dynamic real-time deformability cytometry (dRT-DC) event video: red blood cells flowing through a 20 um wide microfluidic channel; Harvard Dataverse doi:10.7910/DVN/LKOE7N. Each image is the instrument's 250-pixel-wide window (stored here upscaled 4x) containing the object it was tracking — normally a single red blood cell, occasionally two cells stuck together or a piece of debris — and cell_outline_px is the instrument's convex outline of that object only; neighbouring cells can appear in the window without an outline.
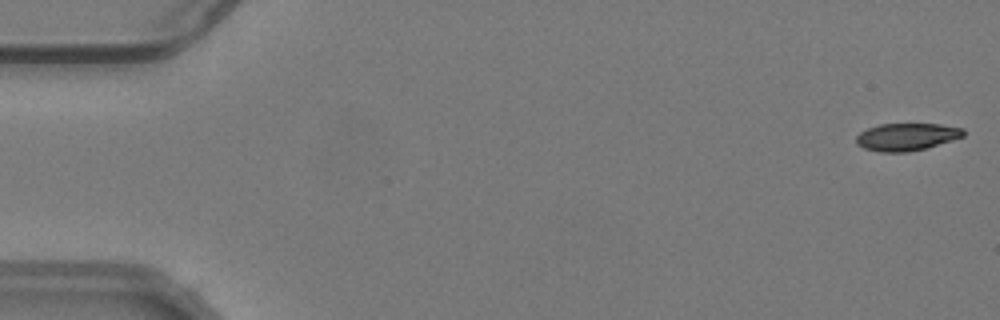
{"species": "common noctule bat (a hibernating species)", "species_latin": "Nyctalus noctula", "temperature_condition": "warm", "stored_images_in_passage": 55, "camera_frame_rate_fps": 3000, "um_per_image_px": 0.085, "animal": {"sex": "male", "body_mass_g": 19.2, "forearm_length_mm": 51.8}, "frame": {"image": 1, "passage_image": 1, "time_ms": 0.0, "image_size_px": [1000, 320], "cell_outline_px": [[964, 136], [952, 140], [924, 148], [908, 152], [880, 152], [864, 148], [856, 144], [856, 136], [860, 132], [868, 128], [880, 124], [940, 124], [964, 128]], "centroid_in_image_um": [77.05, 11.63], "position_along_channel_um": 8.0, "area_um2": 17.05}}
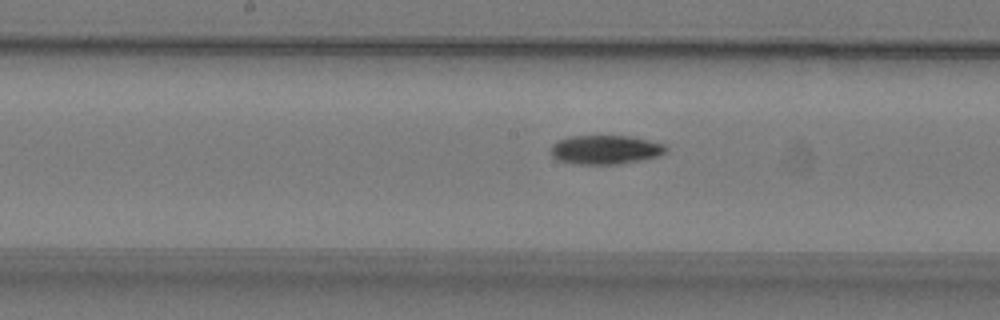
{"frame": {"image": 2, "passage_image": 28, "time_ms": 9.0, "image_size_px": [1000, 320], "cell_outline_px": [[668, 152], [660, 156], [640, 160], [616, 164], [580, 164], [556, 160], [552, 156], [552, 144], [556, 140], [568, 136], [628, 136], [648, 140], [664, 144], [668, 148]], "centroid_in_image_um": [51.47, 12.72], "position_along_channel_um": 196.7, "area_um2": 19.54}}
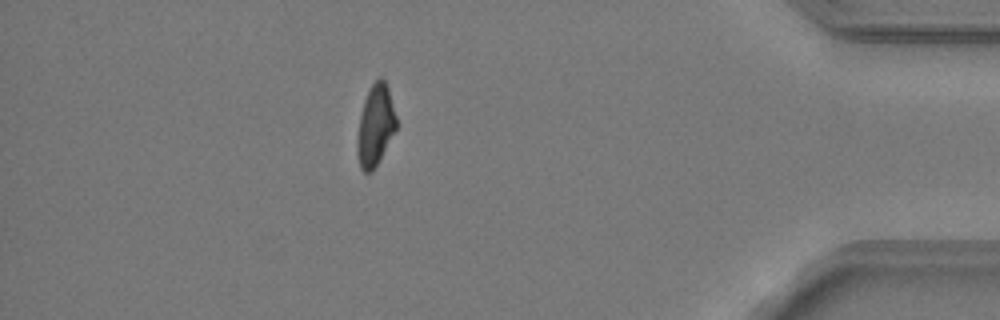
{"frame": {"image": 3, "passage_image": 48, "time_ms": 15.667, "image_size_px": [1000, 320], "cell_outline_px": [[396, 128], [372, 172], [364, 172], [360, 168], [356, 152], [356, 140], [360, 116], [364, 100], [368, 88], [380, 76], [384, 80], [388, 88], [396, 116]], "centroid_in_image_um": [31.87, 10.65], "position_along_channel_um": 403.3, "area_um2": 18.26}, "authors_computed_cell_mechanics": {"area_um2": 19.0162, "velocity_mm_per_s": 3.7823, "shape_relaxation_time_tau1_ms": 6.3055, "shape_relaxation_time_tau2_ms": null, "deformation_change_tau1": 0.1816, "deformation_change_tau2": null}}